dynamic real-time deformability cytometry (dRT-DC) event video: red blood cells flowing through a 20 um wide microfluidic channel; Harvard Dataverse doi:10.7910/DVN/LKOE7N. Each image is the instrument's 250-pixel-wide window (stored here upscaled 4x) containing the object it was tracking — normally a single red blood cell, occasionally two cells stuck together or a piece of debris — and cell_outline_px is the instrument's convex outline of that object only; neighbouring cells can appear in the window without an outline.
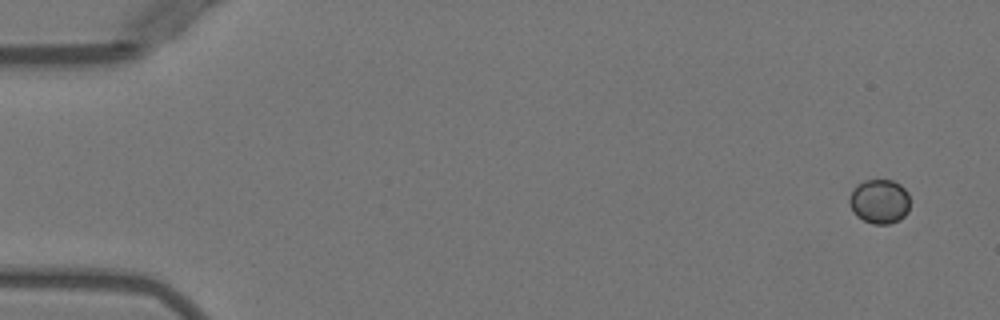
{"species": "Egyptian fruit bat (a non-hibernating species)", "species_latin": "Rousettus aegyptiacus", "temperature_condition": "warm", "stored_images_in_passage": 7, "camera_frame_rate_fps": 3000, "um_per_image_px": 0.085, "animal": {"sex": "female"}, "frame": {"image": 1, "passage_image": 1, "time_ms": 0.0, "image_size_px": [1000, 320], "cell_outline_px": [[908, 212], [900, 220], [888, 224], [872, 224], [856, 216], [852, 212], [848, 200], [856, 184], [864, 180], [892, 180], [900, 184], [908, 192]], "centroid_in_image_um": [74.74, 17.12], "position_along_channel_um": 10.3, "area_um2": 15.78}}
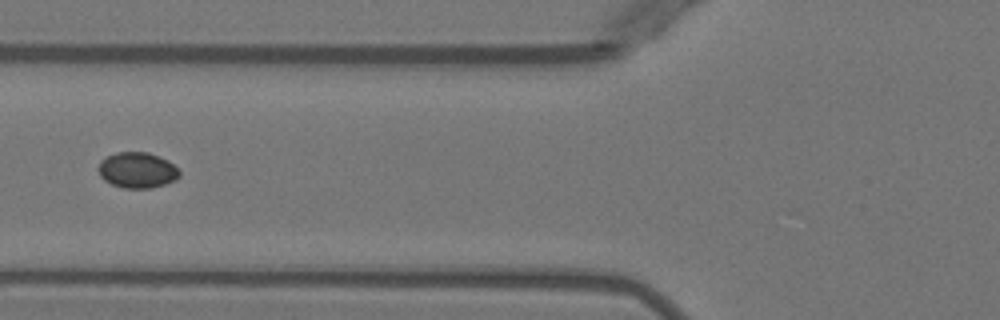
{"frame": {"image": 2, "passage_image": 6, "time_ms": 6.0, "image_size_px": [1000, 320], "cell_outline_px": [[180, 176], [176, 180], [164, 184], [148, 188], [124, 188], [112, 184], [104, 180], [100, 176], [96, 168], [100, 160], [116, 152], [148, 152], [168, 160], [180, 172]], "centroid_in_image_um": [11.63, 14.46], "position_along_channel_um": 114.2, "area_um2": 16.94}}
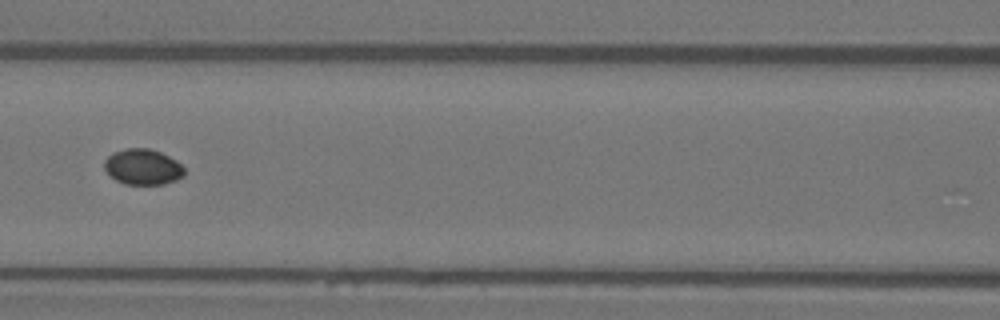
{"frame": {"image": 3, "passage_image": 7, "time_ms": 7.0, "image_size_px": [1000, 320], "cell_outline_px": [[184, 176], [176, 180], [164, 184], [124, 184], [116, 180], [104, 168], [104, 160], [112, 152], [128, 148], [148, 148], [160, 152], [176, 160], [184, 168]], "centroid_in_image_um": [12.14, 14.18], "position_along_channel_um": 154.5, "area_um2": 16.59}}